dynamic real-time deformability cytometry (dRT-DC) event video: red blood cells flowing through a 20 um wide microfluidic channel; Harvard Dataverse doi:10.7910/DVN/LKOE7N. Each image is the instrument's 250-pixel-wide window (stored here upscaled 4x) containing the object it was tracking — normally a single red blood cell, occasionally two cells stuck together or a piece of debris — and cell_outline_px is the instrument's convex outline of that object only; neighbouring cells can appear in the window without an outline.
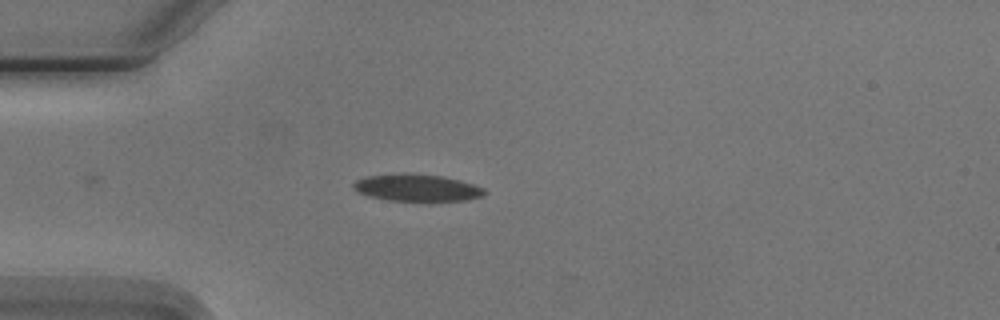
{"species": "Egyptian fruit bat (a non-hibernating species)", "species_latin": "Rousettus aegyptiacus", "temperature_condition": "cold", "stored_images_in_passage": 1, "camera_frame_rate_fps": 3000, "um_per_image_px": 0.085, "animal": {"sex": "male"}, "frame": {"image": 1, "passage_image": 1, "time_ms": 0.0, "image_size_px": [1000, 320], "cell_outline_px": [[488, 192], [484, 196], [464, 200], [432, 204], [428, 204], [388, 200], [368, 196], [356, 192], [352, 188], [352, 184], [356, 180], [364, 176], [404, 172], [412, 172], [444, 176], [460, 180], [484, 188]], "centroid_in_image_um": [35.45, 15.99], "position_along_channel_um": 49.6, "area_um2": 22.14}}